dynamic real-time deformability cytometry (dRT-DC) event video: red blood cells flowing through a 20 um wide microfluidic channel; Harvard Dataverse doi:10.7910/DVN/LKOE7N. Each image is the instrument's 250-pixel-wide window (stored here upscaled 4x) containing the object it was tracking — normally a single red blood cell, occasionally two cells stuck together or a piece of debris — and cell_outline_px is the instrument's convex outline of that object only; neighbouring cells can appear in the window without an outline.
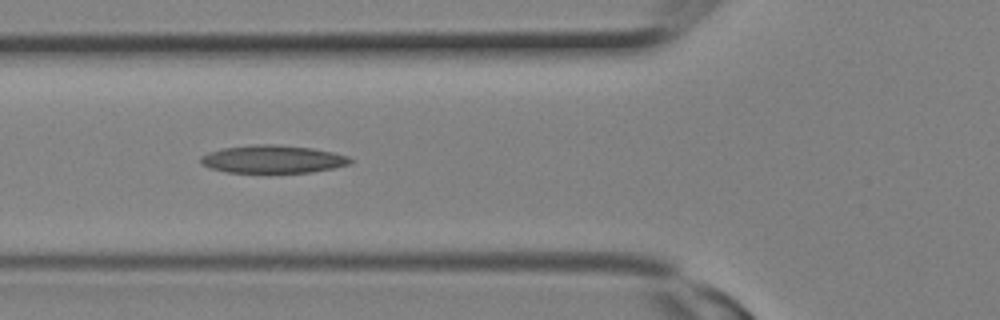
{"species": "Egyptian fruit bat (a non-hibernating species)", "species_latin": "Rousettus aegyptiacus", "temperature_condition": "room temperature", "stored_images_in_passage": 13, "camera_frame_rate_fps": 3000, "um_per_image_px": 0.085, "animal": {"sex": "female"}, "frame": {"image": 1, "passage_image": 10, "time_ms": 3.0, "image_size_px": [1000, 320], "cell_outline_px": [[356, 160], [352, 164], [312, 172], [228, 172], [208, 168], [200, 164], [200, 156], [208, 152], [224, 148], [252, 144], [276, 144], [312, 148], [332, 152], [348, 156]], "centroid_in_image_um": [23.19, 13.52], "position_along_channel_um": 102.6, "area_um2": 24.45}}
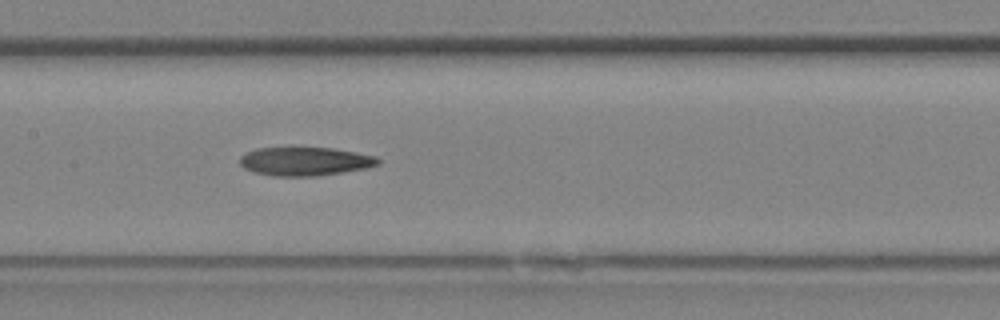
{"frame": {"image": 2, "passage_image": 13, "time_ms": 4.0, "image_size_px": [1000, 320], "cell_outline_px": [[380, 164], [368, 168], [316, 176], [276, 176], [256, 172], [244, 168], [240, 164], [240, 156], [256, 148], [332, 148], [356, 152], [376, 156], [380, 160]], "centroid_in_image_um": [25.96, 13.71], "position_along_channel_um": 181.4, "area_um2": 22.89}}